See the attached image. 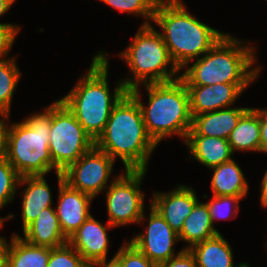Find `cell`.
I'll return each mask as SVG.
<instances>
[{
    "instance_id": "obj_1",
    "label": "cell",
    "mask_w": 267,
    "mask_h": 267,
    "mask_svg": "<svg viewBox=\"0 0 267 267\" xmlns=\"http://www.w3.org/2000/svg\"><path fill=\"white\" fill-rule=\"evenodd\" d=\"M109 57L105 50L94 53L88 70L59 98L94 141L103 133L114 106L128 92L121 79L110 89Z\"/></svg>"
},
{
    "instance_id": "obj_2",
    "label": "cell",
    "mask_w": 267,
    "mask_h": 267,
    "mask_svg": "<svg viewBox=\"0 0 267 267\" xmlns=\"http://www.w3.org/2000/svg\"><path fill=\"white\" fill-rule=\"evenodd\" d=\"M250 41L226 33L203 56L181 69L180 78L185 85L253 84L264 68L258 65V47Z\"/></svg>"
},
{
    "instance_id": "obj_3",
    "label": "cell",
    "mask_w": 267,
    "mask_h": 267,
    "mask_svg": "<svg viewBox=\"0 0 267 267\" xmlns=\"http://www.w3.org/2000/svg\"><path fill=\"white\" fill-rule=\"evenodd\" d=\"M95 146L115 162L120 159L123 170H147L158 145L147 133L141 108L127 92L114 106L103 133Z\"/></svg>"
},
{
    "instance_id": "obj_4",
    "label": "cell",
    "mask_w": 267,
    "mask_h": 267,
    "mask_svg": "<svg viewBox=\"0 0 267 267\" xmlns=\"http://www.w3.org/2000/svg\"><path fill=\"white\" fill-rule=\"evenodd\" d=\"M185 4L183 0L158 1L152 23L179 70L203 56L227 33L198 19Z\"/></svg>"
},
{
    "instance_id": "obj_5",
    "label": "cell",
    "mask_w": 267,
    "mask_h": 267,
    "mask_svg": "<svg viewBox=\"0 0 267 267\" xmlns=\"http://www.w3.org/2000/svg\"><path fill=\"white\" fill-rule=\"evenodd\" d=\"M147 98L142 94V88ZM138 102L149 136L159 146L161 141L173 136L185 142L192 128L189 94L184 81L178 78L164 83L137 86L128 91Z\"/></svg>"
},
{
    "instance_id": "obj_6",
    "label": "cell",
    "mask_w": 267,
    "mask_h": 267,
    "mask_svg": "<svg viewBox=\"0 0 267 267\" xmlns=\"http://www.w3.org/2000/svg\"><path fill=\"white\" fill-rule=\"evenodd\" d=\"M42 108L10 122L6 159L21 177L48 176L54 171L49 150L51 103Z\"/></svg>"
},
{
    "instance_id": "obj_7",
    "label": "cell",
    "mask_w": 267,
    "mask_h": 267,
    "mask_svg": "<svg viewBox=\"0 0 267 267\" xmlns=\"http://www.w3.org/2000/svg\"><path fill=\"white\" fill-rule=\"evenodd\" d=\"M131 42L118 57L128 67L129 74L121 77L129 91L137 86L164 83L180 78L161 33L153 24L140 25Z\"/></svg>"
},
{
    "instance_id": "obj_8",
    "label": "cell",
    "mask_w": 267,
    "mask_h": 267,
    "mask_svg": "<svg viewBox=\"0 0 267 267\" xmlns=\"http://www.w3.org/2000/svg\"><path fill=\"white\" fill-rule=\"evenodd\" d=\"M95 146V141L83 129L74 115L57 99L51 103L49 150L54 172H64L83 154Z\"/></svg>"
},
{
    "instance_id": "obj_9",
    "label": "cell",
    "mask_w": 267,
    "mask_h": 267,
    "mask_svg": "<svg viewBox=\"0 0 267 267\" xmlns=\"http://www.w3.org/2000/svg\"><path fill=\"white\" fill-rule=\"evenodd\" d=\"M147 170H124L104 191L107 221L114 227L137 225L145 211L146 195L142 190Z\"/></svg>"
},
{
    "instance_id": "obj_10",
    "label": "cell",
    "mask_w": 267,
    "mask_h": 267,
    "mask_svg": "<svg viewBox=\"0 0 267 267\" xmlns=\"http://www.w3.org/2000/svg\"><path fill=\"white\" fill-rule=\"evenodd\" d=\"M114 165L115 161L107 153L94 146L62 172L64 182L95 199L119 175L113 176Z\"/></svg>"
},
{
    "instance_id": "obj_11",
    "label": "cell",
    "mask_w": 267,
    "mask_h": 267,
    "mask_svg": "<svg viewBox=\"0 0 267 267\" xmlns=\"http://www.w3.org/2000/svg\"><path fill=\"white\" fill-rule=\"evenodd\" d=\"M149 213L146 210L139 220L138 226L143 231L129 237V242L142 252L149 260L157 265L179 254L184 248L176 252L175 246L179 243L178 234L170 227L164 218L149 204ZM146 227V228H145Z\"/></svg>"
},
{
    "instance_id": "obj_12",
    "label": "cell",
    "mask_w": 267,
    "mask_h": 267,
    "mask_svg": "<svg viewBox=\"0 0 267 267\" xmlns=\"http://www.w3.org/2000/svg\"><path fill=\"white\" fill-rule=\"evenodd\" d=\"M193 186L178 184L169 191H153L149 204L179 234L185 219L200 200Z\"/></svg>"
},
{
    "instance_id": "obj_13",
    "label": "cell",
    "mask_w": 267,
    "mask_h": 267,
    "mask_svg": "<svg viewBox=\"0 0 267 267\" xmlns=\"http://www.w3.org/2000/svg\"><path fill=\"white\" fill-rule=\"evenodd\" d=\"M58 183V198L55 205L63 234L69 238L92 214L93 199L90 195L71 188L64 182L62 172L55 173Z\"/></svg>"
},
{
    "instance_id": "obj_14",
    "label": "cell",
    "mask_w": 267,
    "mask_h": 267,
    "mask_svg": "<svg viewBox=\"0 0 267 267\" xmlns=\"http://www.w3.org/2000/svg\"><path fill=\"white\" fill-rule=\"evenodd\" d=\"M253 84L219 83L186 85L192 118L203 113L235 106L241 95Z\"/></svg>"
},
{
    "instance_id": "obj_15",
    "label": "cell",
    "mask_w": 267,
    "mask_h": 267,
    "mask_svg": "<svg viewBox=\"0 0 267 267\" xmlns=\"http://www.w3.org/2000/svg\"><path fill=\"white\" fill-rule=\"evenodd\" d=\"M114 227L106 221L104 224L92 214L68 238V243L89 264L95 260L107 259L111 246L109 230Z\"/></svg>"
},
{
    "instance_id": "obj_16",
    "label": "cell",
    "mask_w": 267,
    "mask_h": 267,
    "mask_svg": "<svg viewBox=\"0 0 267 267\" xmlns=\"http://www.w3.org/2000/svg\"><path fill=\"white\" fill-rule=\"evenodd\" d=\"M23 187L20 205L22 231L37 218L43 209L55 207L53 206L55 205L53 204V193L46 180V175L22 176L18 188Z\"/></svg>"
},
{
    "instance_id": "obj_17",
    "label": "cell",
    "mask_w": 267,
    "mask_h": 267,
    "mask_svg": "<svg viewBox=\"0 0 267 267\" xmlns=\"http://www.w3.org/2000/svg\"><path fill=\"white\" fill-rule=\"evenodd\" d=\"M250 107L232 106L196 115L187 136H211L228 139L241 116Z\"/></svg>"
},
{
    "instance_id": "obj_18",
    "label": "cell",
    "mask_w": 267,
    "mask_h": 267,
    "mask_svg": "<svg viewBox=\"0 0 267 267\" xmlns=\"http://www.w3.org/2000/svg\"><path fill=\"white\" fill-rule=\"evenodd\" d=\"M189 159L212 168L232 160L234 153L227 139L211 136H187L183 143Z\"/></svg>"
},
{
    "instance_id": "obj_19",
    "label": "cell",
    "mask_w": 267,
    "mask_h": 267,
    "mask_svg": "<svg viewBox=\"0 0 267 267\" xmlns=\"http://www.w3.org/2000/svg\"><path fill=\"white\" fill-rule=\"evenodd\" d=\"M22 234L21 238L35 246L56 248L68 243V238L60 227L55 207L43 209Z\"/></svg>"
},
{
    "instance_id": "obj_20",
    "label": "cell",
    "mask_w": 267,
    "mask_h": 267,
    "mask_svg": "<svg viewBox=\"0 0 267 267\" xmlns=\"http://www.w3.org/2000/svg\"><path fill=\"white\" fill-rule=\"evenodd\" d=\"M236 159L210 168V188L213 196H236L245 199L250 190L249 182L245 177Z\"/></svg>"
},
{
    "instance_id": "obj_21",
    "label": "cell",
    "mask_w": 267,
    "mask_h": 267,
    "mask_svg": "<svg viewBox=\"0 0 267 267\" xmlns=\"http://www.w3.org/2000/svg\"><path fill=\"white\" fill-rule=\"evenodd\" d=\"M198 267H249L246 261L234 262L232 245L220 232L218 235L193 245L189 249Z\"/></svg>"
},
{
    "instance_id": "obj_22",
    "label": "cell",
    "mask_w": 267,
    "mask_h": 267,
    "mask_svg": "<svg viewBox=\"0 0 267 267\" xmlns=\"http://www.w3.org/2000/svg\"><path fill=\"white\" fill-rule=\"evenodd\" d=\"M220 231L214 227L206 202L200 200L195 204L192 212L185 219L182 230L178 234L179 240L190 249L193 245L218 235Z\"/></svg>"
},
{
    "instance_id": "obj_23",
    "label": "cell",
    "mask_w": 267,
    "mask_h": 267,
    "mask_svg": "<svg viewBox=\"0 0 267 267\" xmlns=\"http://www.w3.org/2000/svg\"><path fill=\"white\" fill-rule=\"evenodd\" d=\"M260 123L258 113L250 107L239 119L228 137L232 152L261 153Z\"/></svg>"
},
{
    "instance_id": "obj_24",
    "label": "cell",
    "mask_w": 267,
    "mask_h": 267,
    "mask_svg": "<svg viewBox=\"0 0 267 267\" xmlns=\"http://www.w3.org/2000/svg\"><path fill=\"white\" fill-rule=\"evenodd\" d=\"M10 239L6 267H47L50 247L29 244L15 232Z\"/></svg>"
},
{
    "instance_id": "obj_25",
    "label": "cell",
    "mask_w": 267,
    "mask_h": 267,
    "mask_svg": "<svg viewBox=\"0 0 267 267\" xmlns=\"http://www.w3.org/2000/svg\"><path fill=\"white\" fill-rule=\"evenodd\" d=\"M18 56L0 60V112L11 114L14 93H16L22 72L18 66Z\"/></svg>"
},
{
    "instance_id": "obj_26",
    "label": "cell",
    "mask_w": 267,
    "mask_h": 267,
    "mask_svg": "<svg viewBox=\"0 0 267 267\" xmlns=\"http://www.w3.org/2000/svg\"><path fill=\"white\" fill-rule=\"evenodd\" d=\"M98 1V0H97ZM121 13L141 17V25H149L153 22L156 5L159 0H99Z\"/></svg>"
},
{
    "instance_id": "obj_27",
    "label": "cell",
    "mask_w": 267,
    "mask_h": 267,
    "mask_svg": "<svg viewBox=\"0 0 267 267\" xmlns=\"http://www.w3.org/2000/svg\"><path fill=\"white\" fill-rule=\"evenodd\" d=\"M240 201H243L241 197L211 195L206 204L213 226L215 227L214 223L221 220L235 219L240 212Z\"/></svg>"
},
{
    "instance_id": "obj_28",
    "label": "cell",
    "mask_w": 267,
    "mask_h": 267,
    "mask_svg": "<svg viewBox=\"0 0 267 267\" xmlns=\"http://www.w3.org/2000/svg\"><path fill=\"white\" fill-rule=\"evenodd\" d=\"M21 176L8 160H0V210L12 204L18 192Z\"/></svg>"
},
{
    "instance_id": "obj_29",
    "label": "cell",
    "mask_w": 267,
    "mask_h": 267,
    "mask_svg": "<svg viewBox=\"0 0 267 267\" xmlns=\"http://www.w3.org/2000/svg\"><path fill=\"white\" fill-rule=\"evenodd\" d=\"M47 267H88V263L69 244L50 248V257Z\"/></svg>"
},
{
    "instance_id": "obj_30",
    "label": "cell",
    "mask_w": 267,
    "mask_h": 267,
    "mask_svg": "<svg viewBox=\"0 0 267 267\" xmlns=\"http://www.w3.org/2000/svg\"><path fill=\"white\" fill-rule=\"evenodd\" d=\"M115 257L121 267H157L155 262L149 260L127 239L123 241L117 252H115Z\"/></svg>"
},
{
    "instance_id": "obj_31",
    "label": "cell",
    "mask_w": 267,
    "mask_h": 267,
    "mask_svg": "<svg viewBox=\"0 0 267 267\" xmlns=\"http://www.w3.org/2000/svg\"><path fill=\"white\" fill-rule=\"evenodd\" d=\"M20 24H1L0 25V60L14 57L9 55L17 36L21 30Z\"/></svg>"
},
{
    "instance_id": "obj_32",
    "label": "cell",
    "mask_w": 267,
    "mask_h": 267,
    "mask_svg": "<svg viewBox=\"0 0 267 267\" xmlns=\"http://www.w3.org/2000/svg\"><path fill=\"white\" fill-rule=\"evenodd\" d=\"M157 267H198L195 256L189 249H183L179 254L167 261L159 263Z\"/></svg>"
},
{
    "instance_id": "obj_33",
    "label": "cell",
    "mask_w": 267,
    "mask_h": 267,
    "mask_svg": "<svg viewBox=\"0 0 267 267\" xmlns=\"http://www.w3.org/2000/svg\"><path fill=\"white\" fill-rule=\"evenodd\" d=\"M11 114L0 112V160L6 158Z\"/></svg>"
},
{
    "instance_id": "obj_34",
    "label": "cell",
    "mask_w": 267,
    "mask_h": 267,
    "mask_svg": "<svg viewBox=\"0 0 267 267\" xmlns=\"http://www.w3.org/2000/svg\"><path fill=\"white\" fill-rule=\"evenodd\" d=\"M259 116L260 123V140H261V154H267V107L266 108H255L252 107Z\"/></svg>"
},
{
    "instance_id": "obj_35",
    "label": "cell",
    "mask_w": 267,
    "mask_h": 267,
    "mask_svg": "<svg viewBox=\"0 0 267 267\" xmlns=\"http://www.w3.org/2000/svg\"><path fill=\"white\" fill-rule=\"evenodd\" d=\"M4 224L0 222V231L3 230ZM7 237L0 236V267H6L8 242Z\"/></svg>"
},
{
    "instance_id": "obj_36",
    "label": "cell",
    "mask_w": 267,
    "mask_h": 267,
    "mask_svg": "<svg viewBox=\"0 0 267 267\" xmlns=\"http://www.w3.org/2000/svg\"><path fill=\"white\" fill-rule=\"evenodd\" d=\"M259 188H260L259 204L263 209H267V169L265 170L264 175L261 178Z\"/></svg>"
},
{
    "instance_id": "obj_37",
    "label": "cell",
    "mask_w": 267,
    "mask_h": 267,
    "mask_svg": "<svg viewBox=\"0 0 267 267\" xmlns=\"http://www.w3.org/2000/svg\"><path fill=\"white\" fill-rule=\"evenodd\" d=\"M88 267H121L115 254L111 259H99L88 264Z\"/></svg>"
},
{
    "instance_id": "obj_38",
    "label": "cell",
    "mask_w": 267,
    "mask_h": 267,
    "mask_svg": "<svg viewBox=\"0 0 267 267\" xmlns=\"http://www.w3.org/2000/svg\"><path fill=\"white\" fill-rule=\"evenodd\" d=\"M17 0H0V19L2 16H5V14H8V11L11 10V7L14 5V3L16 2ZM1 24H14V23H1L0 22V25Z\"/></svg>"
},
{
    "instance_id": "obj_39",
    "label": "cell",
    "mask_w": 267,
    "mask_h": 267,
    "mask_svg": "<svg viewBox=\"0 0 267 267\" xmlns=\"http://www.w3.org/2000/svg\"><path fill=\"white\" fill-rule=\"evenodd\" d=\"M14 217H15L14 213H10V214H8L7 216H4V217L0 216V222H2L5 225L6 221H8V220H10V219H12Z\"/></svg>"
}]
</instances>
